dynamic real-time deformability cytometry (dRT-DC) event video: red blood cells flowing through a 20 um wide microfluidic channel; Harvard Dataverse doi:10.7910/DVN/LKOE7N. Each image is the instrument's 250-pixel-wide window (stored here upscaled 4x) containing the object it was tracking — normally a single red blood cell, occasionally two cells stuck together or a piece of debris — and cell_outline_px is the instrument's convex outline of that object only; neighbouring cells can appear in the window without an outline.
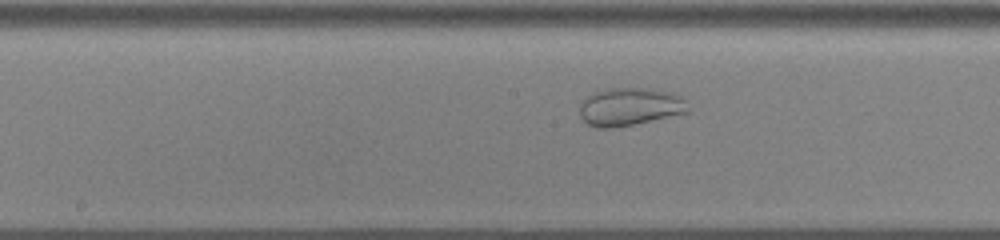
{"species": "common noctule bat (a hibernating species)", "species_latin": "Nyctalus noctula", "temperature_condition": "cold", "stored_images_in_passage": 38, "camera_frame_rate_fps": 3000, "um_per_image_px": 0.085, "animal": {"sex": "male", "body_mass_g": 13.0, "forearm_length_mm": 53.1}, "frame": {"image": 1, "passage_image": 18, "time_ms": 5.667, "image_size_px": [1000, 240], "cell_outline_px": [[688, 112], [632, 124], [612, 128], [596, 128], [588, 124], [580, 116], [580, 104], [592, 92], [608, 88], [648, 88], [672, 92], [680, 96], [684, 100], [688, 108]], "centroid_in_image_um": [53.5, 9.06], "position_along_channel_um": 194.7, "area_um2": 23.76}}
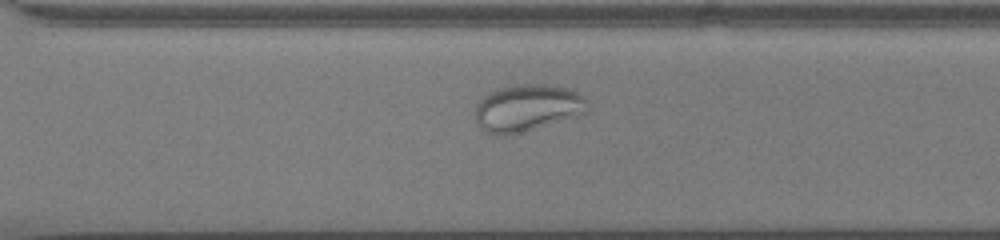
{"frame": {"image": 2, "passage_image": 29, "time_ms": 9.333, "image_size_px": [1000, 240], "cell_outline_px": [[588, 112], [576, 116], [512, 136], [496, 136], [488, 132], [476, 120], [476, 104], [488, 92], [496, 88], [512, 84], [544, 84], [568, 88], [584, 96], [588, 100]], "centroid_in_image_um": [44.83, 9.17], "position_along_channel_um": 325.8, "area_um2": 31.1}}
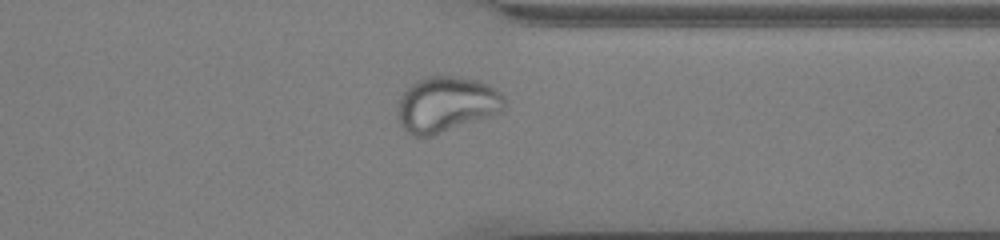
{"frame": {"image": 3, "passage_image": 33, "time_ms": 10.667, "image_size_px": [1000, 240], "cell_outline_px": [[504, 108], [488, 116], [432, 136], [416, 136], [408, 132], [400, 124], [396, 112], [400, 96], [416, 80], [428, 76], [460, 76], [476, 80], [488, 84], [496, 88], [504, 96]], "centroid_in_image_um": [37.91, 8.85], "position_along_channel_um": 373.5, "area_um2": 34.28}}